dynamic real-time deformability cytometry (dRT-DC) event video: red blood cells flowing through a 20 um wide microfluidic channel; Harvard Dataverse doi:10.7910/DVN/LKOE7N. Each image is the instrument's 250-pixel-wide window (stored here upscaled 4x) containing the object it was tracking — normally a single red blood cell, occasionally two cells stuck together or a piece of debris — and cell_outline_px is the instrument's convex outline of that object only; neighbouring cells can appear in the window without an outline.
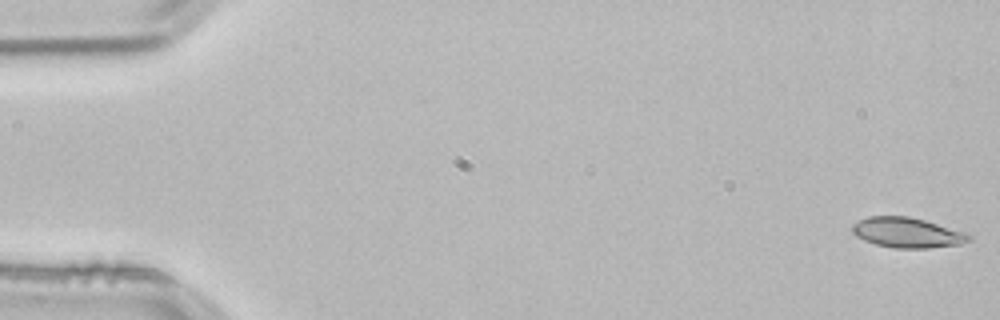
{"species": "common noctule bat (a hibernating species)", "species_latin": "Nyctalus noctula", "temperature_condition": "room temperature", "stored_images_in_passage": 11, "camera_frame_rate_fps": 3000, "um_per_image_px": 0.085, "animal": {"sex": "male", "body_mass_g": 21.5, "forearm_length_mm": 52.0}, "frame": {"image": 1, "passage_image": 1, "time_ms": 0.0, "image_size_px": [1000, 320], "cell_outline_px": [[972, 240], [960, 244], [928, 248], [896, 248], [876, 244], [864, 240], [856, 236], [852, 232], [852, 224], [868, 216], [908, 216], [924, 220], [968, 232], [972, 236]], "centroid_in_image_um": [77.15, 19.77], "position_along_channel_um": 7.9, "area_um2": 20.58}}